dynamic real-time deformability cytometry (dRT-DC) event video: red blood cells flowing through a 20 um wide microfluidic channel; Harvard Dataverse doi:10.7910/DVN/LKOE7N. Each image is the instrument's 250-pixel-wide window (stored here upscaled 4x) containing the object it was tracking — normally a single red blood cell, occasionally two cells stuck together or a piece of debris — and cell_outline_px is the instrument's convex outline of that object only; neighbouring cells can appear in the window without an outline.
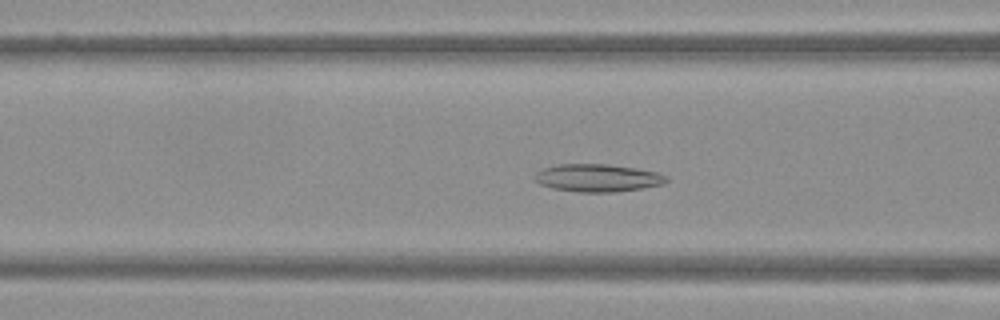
{"species": "Egyptian fruit bat (a non-hibernating species)", "species_latin": "Rousettus aegyptiacus", "temperature_condition": "warm", "stored_images_in_passage": 43, "camera_frame_rate_fps": 3000, "um_per_image_px": 0.085, "frame": {"image": 1, "passage_image": 13, "time_ms": 4.0, "image_size_px": [1000, 320], "cell_outline_px": [[668, 180], [664, 184], [616, 192], [580, 192], [552, 188], [540, 184], [532, 176], [536, 172], [544, 168], [556, 164], [608, 164], [636, 168], [660, 172], [668, 176]], "centroid_in_image_um": [50.81, 15.11], "position_along_channel_um": 115.8, "area_um2": 21.39}}
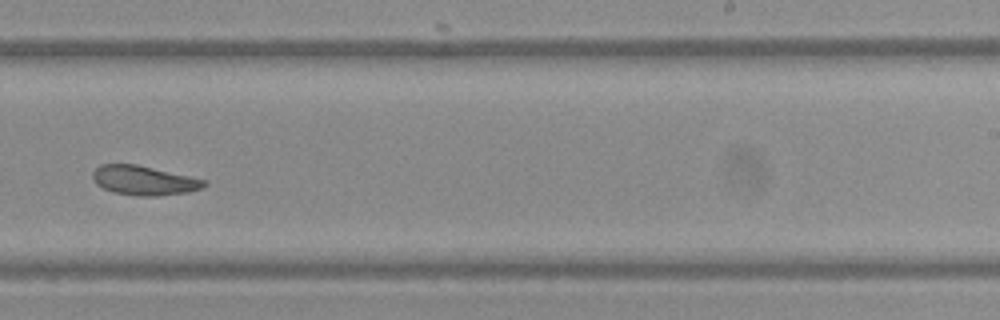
{"frame": {"image": 2, "passage_image": 25, "time_ms": 8.0, "image_size_px": [1000, 320], "cell_outline_px": [[208, 184], [200, 188], [188, 192], [156, 196], [136, 196], [116, 192], [104, 188], [96, 184], [92, 180], [92, 172], [100, 164], [136, 164], [208, 180]], "centroid_in_image_um": [12.24, 15.33], "position_along_channel_um": 276.8, "area_um2": 19.07}}
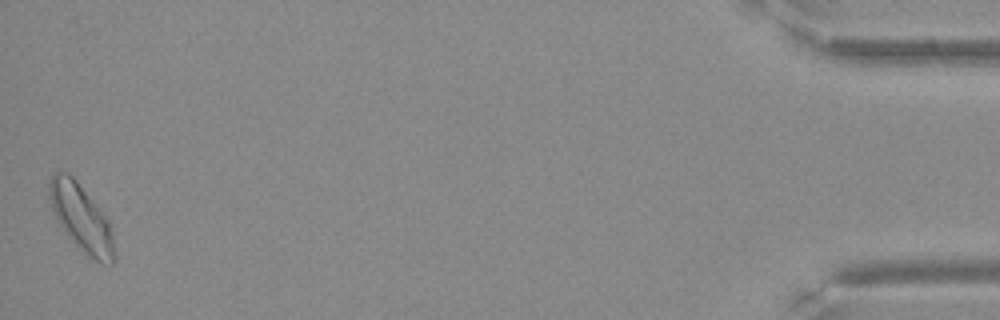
{"frame": {"image": 3, "passage_image": 43, "time_ms": 14.0, "image_size_px": [1000, 320], "cell_outline_px": [[116, 256], [112, 264], [100, 264], [88, 256], [64, 232], [56, 220], [48, 196], [48, 184], [52, 176], [56, 172], [68, 172], [76, 180], [108, 220], [112, 228]], "centroid_in_image_um": [6.91, 18.56], "position_along_channel_um": 428.3, "area_um2": 25.32}}